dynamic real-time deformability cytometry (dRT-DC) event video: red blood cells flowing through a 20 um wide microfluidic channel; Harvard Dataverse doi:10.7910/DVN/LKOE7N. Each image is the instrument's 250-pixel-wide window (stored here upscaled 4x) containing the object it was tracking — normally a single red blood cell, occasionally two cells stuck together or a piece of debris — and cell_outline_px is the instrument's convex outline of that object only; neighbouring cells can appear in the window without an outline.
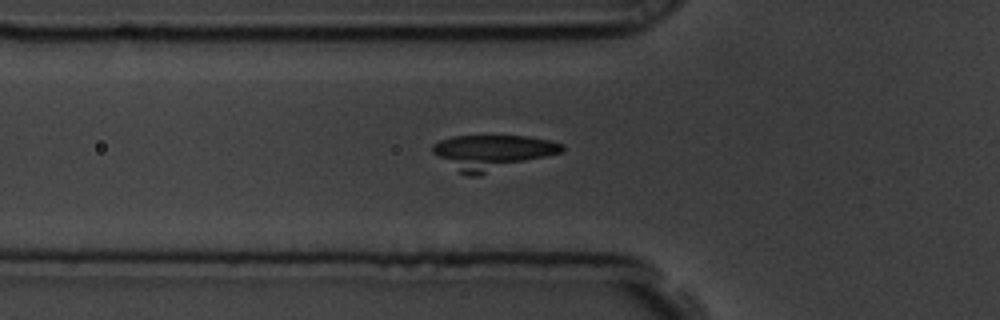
{"species": "common noctule bat (a hibernating species)", "species_latin": "Nyctalus noctula", "temperature_condition": "room temperature", "stored_images_in_passage": 61, "camera_frame_rate_fps": 3000, "um_per_image_px": 0.085, "animal": {"sex": "male", "body_mass_g": 19.5, "forearm_length_mm": 54.6}, "frame": {"image": 1, "passage_image": 23, "time_ms": 7.333, "image_size_px": [1000, 320], "cell_outline_px": [[564, 148], [560, 152], [480, 176], [468, 176], [460, 172], [432, 152], [432, 144], [440, 140], [452, 136], [528, 136], [548, 140], [564, 144]], "centroid_in_image_um": [41.82, 12.94], "position_along_channel_um": 84.0, "area_um2": 26.01}}
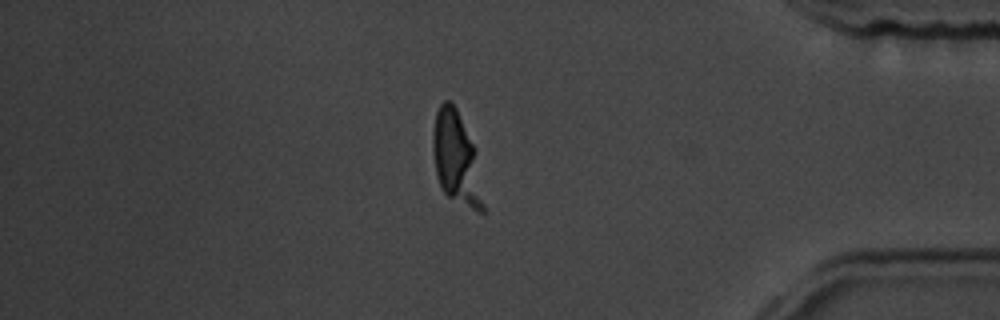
{"frame": {"image": 2, "passage_image": 52, "time_ms": 17.0, "image_size_px": [1000, 320], "cell_outline_px": [[484, 212], [476, 212], [448, 196], [440, 188], [436, 176], [432, 152], [432, 132], [436, 112], [440, 104], [444, 100], [448, 100], [456, 108], [476, 148], [484, 204]], "centroid_in_image_um": [38.78, 13.49], "position_along_channel_um": 396.4, "area_um2": 27.46}}
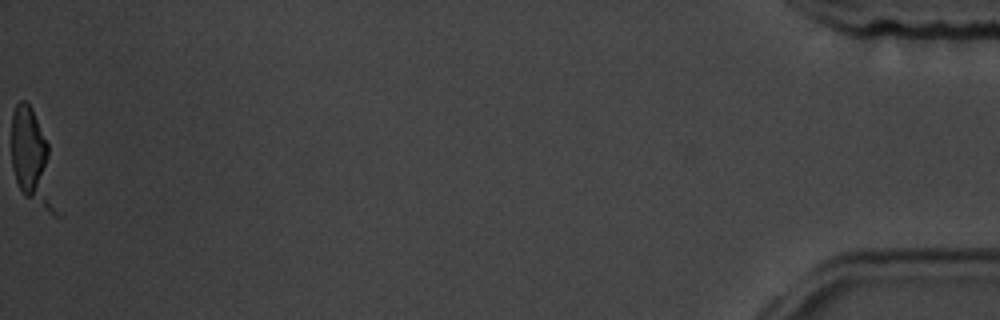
{"frame": {"image": 3, "passage_image": 61, "time_ms": 20.0, "image_size_px": [1000, 320], "cell_outline_px": [[60, 216], [52, 216], [24, 196], [16, 180], [12, 168], [12, 112], [16, 104], [20, 100], [24, 100], [32, 108], [48, 144]], "centroid_in_image_um": [2.78, 13.58], "position_along_channel_um": 432.4, "area_um2": 24.91}, "authors_computed_cell_mechanics": {"area_um2": 25.4898, "velocity_mm_per_s": 3.5538, "shape_relaxation_time_tau1_ms": 7.1481, "shape_relaxation_time_tau2_ms": null, "deformation_change_tau1": 0.13, "deformation_change_tau2": null}}